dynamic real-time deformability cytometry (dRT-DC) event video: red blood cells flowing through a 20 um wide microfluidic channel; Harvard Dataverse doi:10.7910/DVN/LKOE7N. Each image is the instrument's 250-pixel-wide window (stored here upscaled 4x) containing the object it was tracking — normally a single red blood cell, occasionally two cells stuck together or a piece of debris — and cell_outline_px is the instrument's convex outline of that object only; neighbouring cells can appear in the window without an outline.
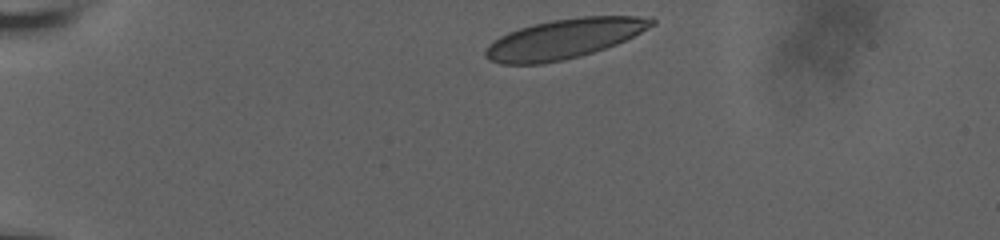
{"species": "human", "species_latin": "Homo sapiens", "temperature_condition": "room temperature", "stored_images_in_passage": 37, "camera_frame_rate_fps": 3000, "um_per_image_px": 0.085, "donor": {"sex": "male"}, "frame": {"image": 1, "passage_image": 1, "time_ms": 0.0, "image_size_px": [1000, 240], "cell_outline_px": [[656, 24], [616, 44], [580, 56], [564, 60], [544, 64], [500, 64], [488, 60], [484, 56], [484, 52], [488, 44], [500, 36], [508, 32], [532, 24], [552, 20], [584, 16], [652, 16], [656, 20]], "centroid_in_image_um": [47.93, 3.29], "position_along_channel_um": 37.1, "area_um2": 38.49}}
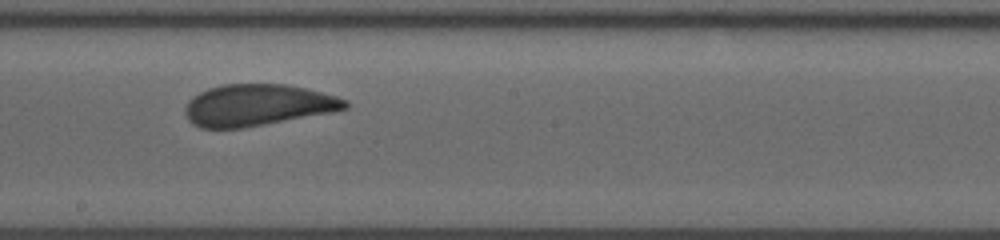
{"frame": {"image": 2, "passage_image": 22, "time_ms": 7.0, "image_size_px": [1000, 240], "cell_outline_px": [[348, 108], [332, 112], [244, 128], [200, 128], [192, 124], [188, 120], [184, 112], [184, 108], [188, 100], [192, 96], [208, 88], [224, 84], [284, 84], [304, 88], [336, 96], [348, 100]], "centroid_in_image_um": [21.85, 8.94], "position_along_channel_um": 226.3, "area_um2": 38.84}}
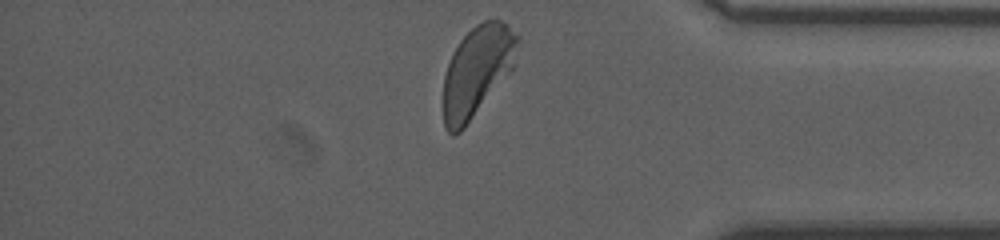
{"frame": {"image": 3, "passage_image": 37, "time_ms": 12.0, "image_size_px": [1000, 240], "cell_outline_px": [[520, 40], [512, 68], [464, 128], [460, 132], [452, 136], [444, 128], [444, 76], [452, 52], [460, 40], [476, 24], [484, 20], [500, 20], [508, 24], [520, 36]], "centroid_in_image_um": [40.55, 6.01], "position_along_channel_um": 394.7, "area_um2": 38.73}, "authors_computed_cell_mechanics": {"area_um2": 39.2462, "velocity_mm_per_s": 3.6858, "shape_relaxation_time_tau1_ms": 4.3719, "shape_relaxation_time_tau2_ms": null, "deformation_change_tau1": 0.1371, "deformation_change_tau2": null}}